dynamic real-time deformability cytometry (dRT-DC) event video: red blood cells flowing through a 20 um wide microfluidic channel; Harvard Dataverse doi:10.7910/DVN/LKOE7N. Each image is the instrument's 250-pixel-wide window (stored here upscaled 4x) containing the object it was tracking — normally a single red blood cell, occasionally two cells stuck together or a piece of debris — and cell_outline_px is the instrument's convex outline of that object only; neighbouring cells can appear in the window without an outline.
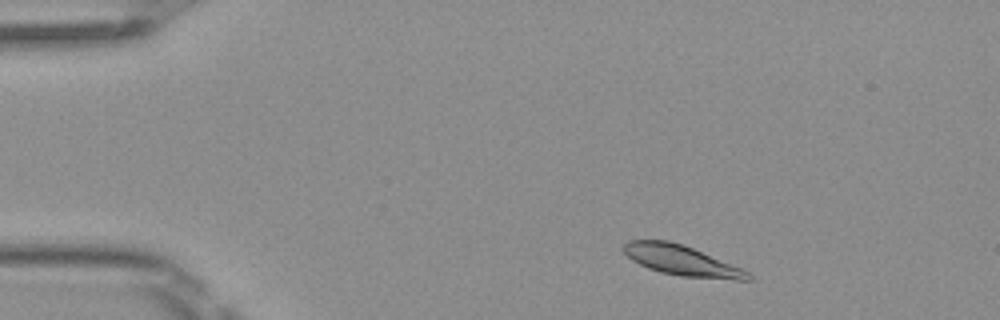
{"species": "Egyptian fruit bat (a non-hibernating species)", "species_latin": "Rousettus aegyptiacus", "temperature_condition": "room temperature", "stored_images_in_passage": 4, "camera_frame_rate_fps": 3000, "um_per_image_px": 0.085, "frame": {"image": 1, "passage_image": 2, "time_ms": 0.333, "image_size_px": [1000, 320], "cell_outline_px": [[752, 280], [736, 280], [680, 276], [660, 272], [648, 268], [632, 260], [620, 248], [628, 240], [668, 240], [692, 248], [740, 268], [748, 272], [752, 276]], "centroid_in_image_um": [57.89, 22.14], "position_along_channel_um": 27.1, "area_um2": 21.62}}